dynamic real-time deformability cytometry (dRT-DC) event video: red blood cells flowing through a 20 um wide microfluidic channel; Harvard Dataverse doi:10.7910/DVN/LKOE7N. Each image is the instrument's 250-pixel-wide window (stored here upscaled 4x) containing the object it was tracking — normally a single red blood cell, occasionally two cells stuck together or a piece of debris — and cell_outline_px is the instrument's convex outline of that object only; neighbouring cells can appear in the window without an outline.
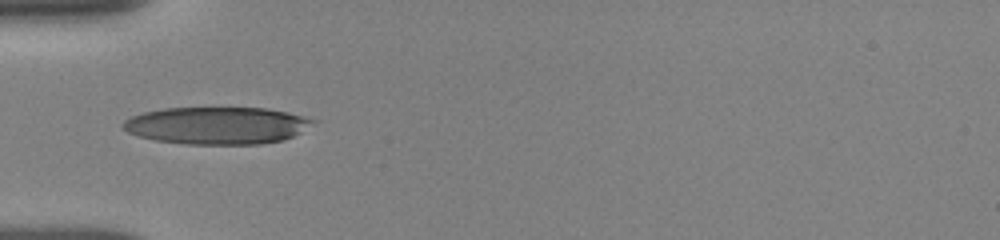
{"species": "human", "species_latin": "Homo sapiens", "temperature_condition": "room temperature", "stored_images_in_passage": 3, "camera_frame_rate_fps": 3000, "um_per_image_px": 0.085, "donor": {"sex": "female"}, "frame": {"image": 1, "passage_image": 3, "time_ms": 2.333, "image_size_px": [1000, 240], "cell_outline_px": [[320, 120], [300, 132], [284, 140], [260, 144], [188, 144], [156, 140], [140, 136], [128, 132], [120, 124], [124, 120], [132, 116], [144, 112], [164, 108], [268, 108], [288, 112]], "centroid_in_image_um": [18.48, 10.66], "position_along_channel_um": 66.5, "area_um2": 41.27}}